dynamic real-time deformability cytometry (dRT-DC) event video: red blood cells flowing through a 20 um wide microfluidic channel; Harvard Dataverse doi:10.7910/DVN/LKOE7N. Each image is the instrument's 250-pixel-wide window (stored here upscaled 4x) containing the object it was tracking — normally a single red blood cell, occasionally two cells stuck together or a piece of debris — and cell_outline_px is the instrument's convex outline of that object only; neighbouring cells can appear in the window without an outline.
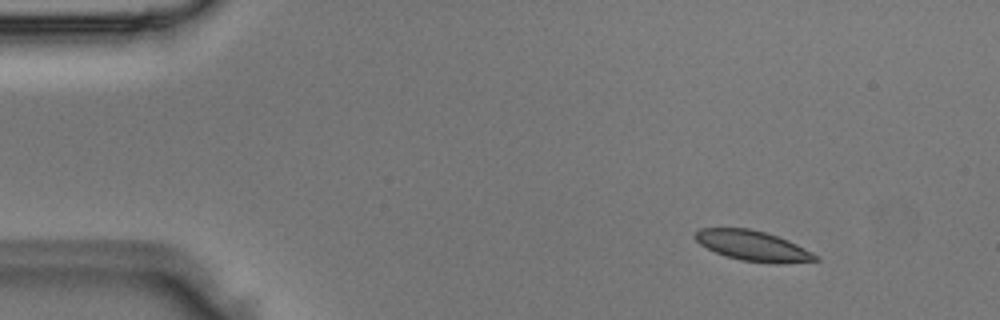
{"species": "Egyptian fruit bat (a non-hibernating species)", "species_latin": "Rousettus aegyptiacus", "temperature_condition": "room temperature", "stored_images_in_passage": 4, "camera_frame_rate_fps": 3000, "um_per_image_px": 0.085, "animal": {"sex": "male"}, "frame": {"image": 1, "passage_image": 1, "time_ms": 0.0, "image_size_px": [1000, 320], "cell_outline_px": [[820, 260], [780, 264], [776, 264], [740, 260], [716, 252], [700, 244], [692, 236], [700, 228], [748, 228], [764, 232], [788, 240], [820, 256]], "centroid_in_image_um": [64.02, 20.9], "position_along_channel_um": 21.0, "area_um2": 21.1}}